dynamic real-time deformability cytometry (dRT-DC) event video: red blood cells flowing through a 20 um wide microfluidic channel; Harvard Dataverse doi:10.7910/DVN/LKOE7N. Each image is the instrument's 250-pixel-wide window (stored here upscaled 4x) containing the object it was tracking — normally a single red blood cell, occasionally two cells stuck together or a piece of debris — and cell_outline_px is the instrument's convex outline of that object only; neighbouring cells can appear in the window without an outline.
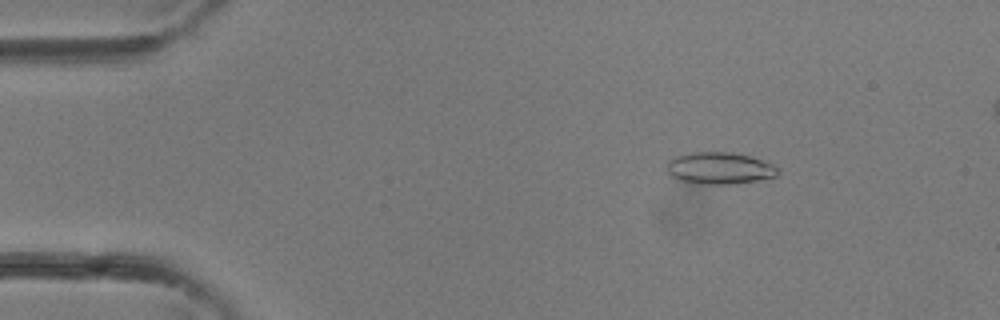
{"species": "common noctule bat (a hibernating species)", "species_latin": "Nyctalus noctula", "temperature_condition": "room temperature", "stored_images_in_passage": 37, "camera_frame_rate_fps": 3000, "um_per_image_px": 0.085, "animal": {"sex": "female"}, "frame": {"image": 1, "passage_image": 6, "time_ms": 1.667, "image_size_px": [1000, 320], "cell_outline_px": [[780, 172], [776, 176], [760, 180], [732, 184], [688, 184], [676, 180], [668, 172], [668, 160], [672, 156], [692, 152], [728, 152], [748, 156], [764, 160], [780, 168]], "centroid_in_image_um": [61.14, 14.31], "position_along_channel_um": 23.9, "area_um2": 21.04}}
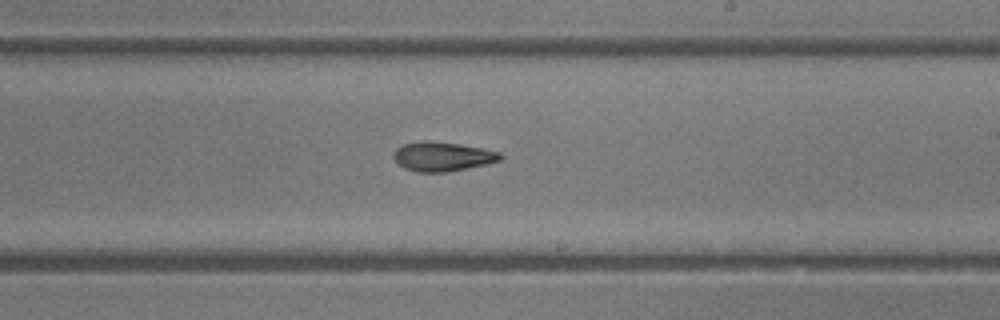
{"frame": {"image": 2, "passage_image": 22, "time_ms": 7.0, "image_size_px": [1000, 320], "cell_outline_px": [[504, 156], [500, 160], [484, 164], [444, 172], [416, 172], [404, 168], [396, 164], [392, 156], [396, 148], [404, 144], [420, 140], [432, 140], [460, 144], [500, 152]], "centroid_in_image_um": [37.53, 13.29], "position_along_channel_um": 251.5, "area_um2": 18.26}}
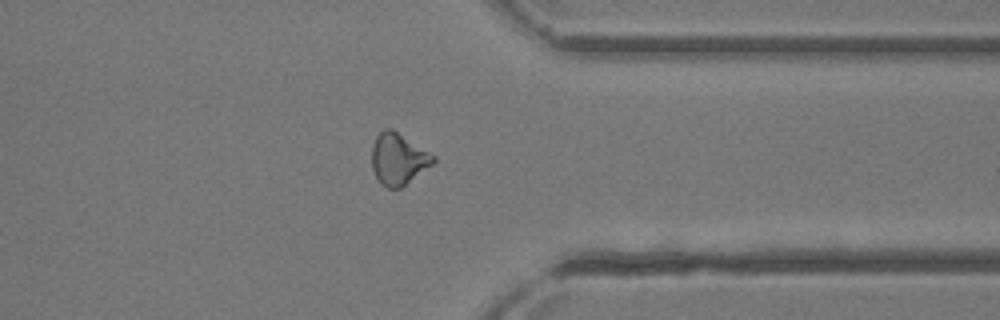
{"frame": {"image": 3, "passage_image": 29, "time_ms": 9.333, "image_size_px": [1000, 320], "cell_outline_px": [[436, 160], [432, 164], [400, 188], [388, 188], [380, 184], [372, 168], [372, 144], [376, 136], [384, 128], [392, 128], [436, 156]], "centroid_in_image_um": [33.84, 13.49], "position_along_channel_um": 377.6, "area_um2": 18.38}}